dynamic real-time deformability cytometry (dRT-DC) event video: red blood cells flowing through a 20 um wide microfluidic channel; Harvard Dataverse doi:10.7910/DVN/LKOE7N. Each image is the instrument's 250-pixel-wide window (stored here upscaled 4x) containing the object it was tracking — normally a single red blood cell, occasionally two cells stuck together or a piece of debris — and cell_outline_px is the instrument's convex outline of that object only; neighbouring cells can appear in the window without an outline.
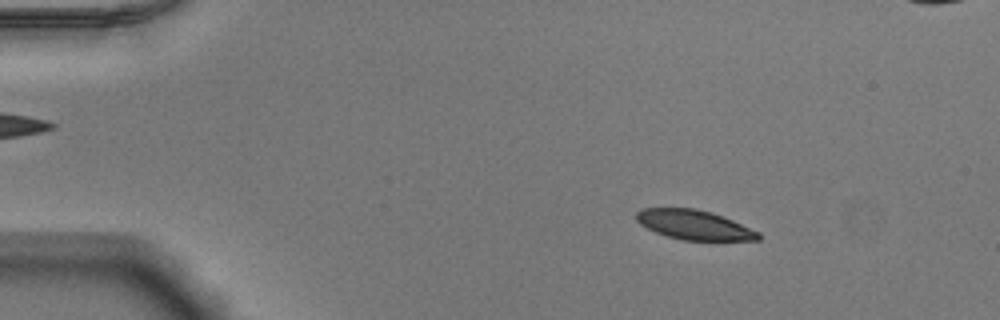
{"species": "Egyptian fruit bat (a non-hibernating species)", "species_latin": "Rousettus aegyptiacus", "temperature_condition": "warm", "stored_images_in_passage": 50, "camera_frame_rate_fps": 3000, "um_per_image_px": 0.085, "animal": {"sex": "male"}, "frame": {"image": 1, "passage_image": 5, "time_ms": 1.333, "image_size_px": [1000, 320], "cell_outline_px": [[760, 240], [680, 240], [656, 232], [640, 224], [636, 220], [636, 212], [640, 208], [696, 208], [712, 212], [724, 216], [760, 232]], "centroid_in_image_um": [59.01, 19.1], "position_along_channel_um": 26.0, "area_um2": 21.1}}
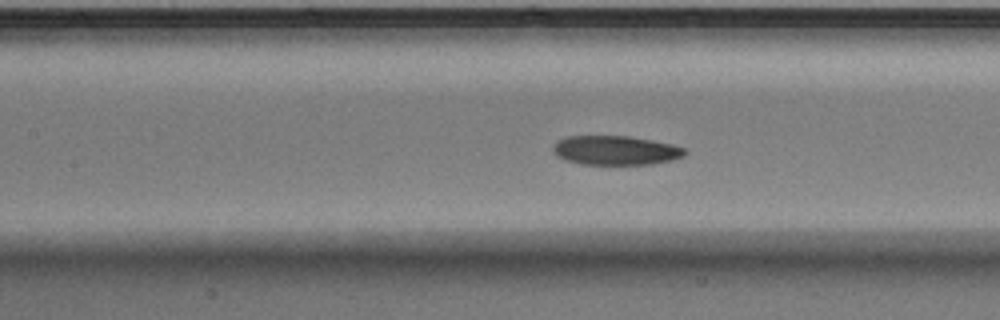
{"frame": {"image": 2, "passage_image": 21, "time_ms": 6.667, "image_size_px": [1000, 320], "cell_outline_px": [[688, 152], [684, 156], [672, 160], [652, 164], [580, 164], [564, 160], [556, 156], [552, 152], [552, 144], [556, 140], [568, 136], [628, 136], [652, 140], [672, 144], [684, 148]], "centroid_in_image_um": [52.28, 12.78], "position_along_channel_um": 155.1, "area_um2": 22.72}}
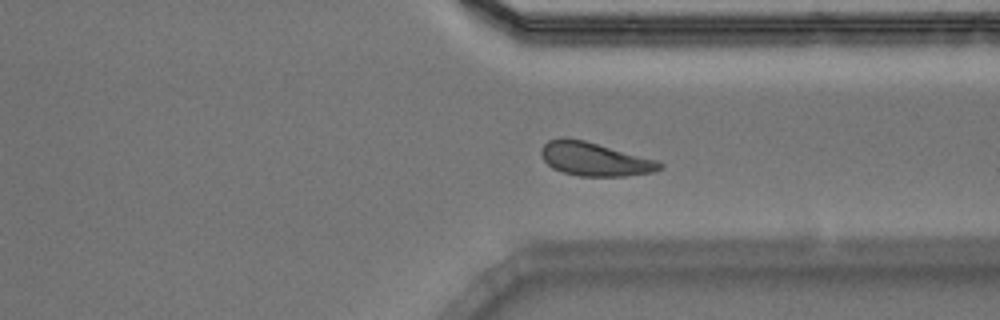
{"frame": {"image": 3, "passage_image": 37, "time_ms": 12.0, "image_size_px": [1000, 320], "cell_outline_px": [[664, 168], [656, 172], [624, 176], [580, 176], [564, 172], [552, 168], [544, 160], [540, 152], [544, 144], [548, 140], [564, 136], [584, 140], [656, 160], [664, 164]], "centroid_in_image_um": [50.55, 13.52], "position_along_channel_um": 360.8, "area_um2": 23.18}, "authors_computed_cell_mechanics": {"area_um2": 23.1778, "velocity_mm_per_s": 3.8621, "shape_relaxation_time_tau1_ms": 4.2688, "shape_relaxation_time_tau2_ms": null, "deformation_change_tau1": 0.1304, "deformation_change_tau2": null}}